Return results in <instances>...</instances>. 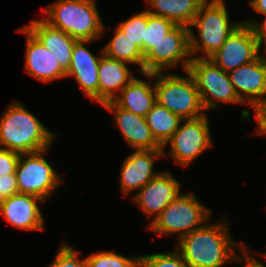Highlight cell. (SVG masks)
I'll return each mask as SVG.
<instances>
[{"label": "cell", "mask_w": 266, "mask_h": 267, "mask_svg": "<svg viewBox=\"0 0 266 267\" xmlns=\"http://www.w3.org/2000/svg\"><path fill=\"white\" fill-rule=\"evenodd\" d=\"M236 94L244 104L253 106L255 113L266 108V60L260 55L250 63L229 72Z\"/></svg>", "instance_id": "obj_12"}, {"label": "cell", "mask_w": 266, "mask_h": 267, "mask_svg": "<svg viewBox=\"0 0 266 267\" xmlns=\"http://www.w3.org/2000/svg\"><path fill=\"white\" fill-rule=\"evenodd\" d=\"M241 22L229 21L228 11L224 0H205L192 24L197 27L199 39L190 28V53L192 58H209L227 40L228 36L236 29ZM203 52L204 57L198 56L197 52ZM196 54V55H195ZM195 55V56H194Z\"/></svg>", "instance_id": "obj_4"}, {"label": "cell", "mask_w": 266, "mask_h": 267, "mask_svg": "<svg viewBox=\"0 0 266 267\" xmlns=\"http://www.w3.org/2000/svg\"><path fill=\"white\" fill-rule=\"evenodd\" d=\"M180 194V183L169 172H159L132 197V200L144 214L150 218L155 215L156 218Z\"/></svg>", "instance_id": "obj_13"}, {"label": "cell", "mask_w": 266, "mask_h": 267, "mask_svg": "<svg viewBox=\"0 0 266 267\" xmlns=\"http://www.w3.org/2000/svg\"><path fill=\"white\" fill-rule=\"evenodd\" d=\"M88 267H140V257H124L113 251L93 253L86 258Z\"/></svg>", "instance_id": "obj_26"}, {"label": "cell", "mask_w": 266, "mask_h": 267, "mask_svg": "<svg viewBox=\"0 0 266 267\" xmlns=\"http://www.w3.org/2000/svg\"><path fill=\"white\" fill-rule=\"evenodd\" d=\"M250 6L260 14H266V0H254Z\"/></svg>", "instance_id": "obj_35"}, {"label": "cell", "mask_w": 266, "mask_h": 267, "mask_svg": "<svg viewBox=\"0 0 266 267\" xmlns=\"http://www.w3.org/2000/svg\"><path fill=\"white\" fill-rule=\"evenodd\" d=\"M147 26V10L136 13L127 21H121L117 28L127 35L143 53V38Z\"/></svg>", "instance_id": "obj_27"}, {"label": "cell", "mask_w": 266, "mask_h": 267, "mask_svg": "<svg viewBox=\"0 0 266 267\" xmlns=\"http://www.w3.org/2000/svg\"><path fill=\"white\" fill-rule=\"evenodd\" d=\"M20 153L0 148V176L15 174Z\"/></svg>", "instance_id": "obj_30"}, {"label": "cell", "mask_w": 266, "mask_h": 267, "mask_svg": "<svg viewBox=\"0 0 266 267\" xmlns=\"http://www.w3.org/2000/svg\"><path fill=\"white\" fill-rule=\"evenodd\" d=\"M115 112V121L127 143L135 150H159L163 146L154 138L143 116L119 107L114 101L102 105Z\"/></svg>", "instance_id": "obj_15"}, {"label": "cell", "mask_w": 266, "mask_h": 267, "mask_svg": "<svg viewBox=\"0 0 266 267\" xmlns=\"http://www.w3.org/2000/svg\"><path fill=\"white\" fill-rule=\"evenodd\" d=\"M142 73L148 78H157L154 88L156 102L182 119H194L205 115L195 80L186 70L188 77L170 72Z\"/></svg>", "instance_id": "obj_5"}, {"label": "cell", "mask_w": 266, "mask_h": 267, "mask_svg": "<svg viewBox=\"0 0 266 267\" xmlns=\"http://www.w3.org/2000/svg\"><path fill=\"white\" fill-rule=\"evenodd\" d=\"M103 53L127 65L129 63L139 64L141 74L144 73V55L141 49L117 27L113 38L104 46Z\"/></svg>", "instance_id": "obj_24"}, {"label": "cell", "mask_w": 266, "mask_h": 267, "mask_svg": "<svg viewBox=\"0 0 266 267\" xmlns=\"http://www.w3.org/2000/svg\"><path fill=\"white\" fill-rule=\"evenodd\" d=\"M139 257L140 267H190L177 250Z\"/></svg>", "instance_id": "obj_28"}, {"label": "cell", "mask_w": 266, "mask_h": 267, "mask_svg": "<svg viewBox=\"0 0 266 267\" xmlns=\"http://www.w3.org/2000/svg\"><path fill=\"white\" fill-rule=\"evenodd\" d=\"M185 122L182 125L180 123L178 129L163 145V149L169 142L174 162L188 166L211 147L212 139L206 114L194 119H185Z\"/></svg>", "instance_id": "obj_10"}, {"label": "cell", "mask_w": 266, "mask_h": 267, "mask_svg": "<svg viewBox=\"0 0 266 267\" xmlns=\"http://www.w3.org/2000/svg\"><path fill=\"white\" fill-rule=\"evenodd\" d=\"M92 41L78 40L72 49L67 76L75 77L79 86L91 100L99 103L98 69L101 56H94L84 44Z\"/></svg>", "instance_id": "obj_17"}, {"label": "cell", "mask_w": 266, "mask_h": 267, "mask_svg": "<svg viewBox=\"0 0 266 267\" xmlns=\"http://www.w3.org/2000/svg\"><path fill=\"white\" fill-rule=\"evenodd\" d=\"M101 51L98 80L99 103L103 105L113 101L118 96V92L120 93L134 79V76L127 68V63L107 57L103 53V48Z\"/></svg>", "instance_id": "obj_20"}, {"label": "cell", "mask_w": 266, "mask_h": 267, "mask_svg": "<svg viewBox=\"0 0 266 267\" xmlns=\"http://www.w3.org/2000/svg\"><path fill=\"white\" fill-rule=\"evenodd\" d=\"M155 9L147 11L155 16L173 21L175 24L190 27L201 4L205 0H146Z\"/></svg>", "instance_id": "obj_22"}, {"label": "cell", "mask_w": 266, "mask_h": 267, "mask_svg": "<svg viewBox=\"0 0 266 267\" xmlns=\"http://www.w3.org/2000/svg\"><path fill=\"white\" fill-rule=\"evenodd\" d=\"M78 255L75 249L73 250L64 242L56 254L55 260L47 267H88L86 258L81 260Z\"/></svg>", "instance_id": "obj_29"}, {"label": "cell", "mask_w": 266, "mask_h": 267, "mask_svg": "<svg viewBox=\"0 0 266 267\" xmlns=\"http://www.w3.org/2000/svg\"><path fill=\"white\" fill-rule=\"evenodd\" d=\"M210 210L204 207L193 193L180 194L155 218L149 225L158 235H172L179 233L178 239L199 229L209 221Z\"/></svg>", "instance_id": "obj_6"}, {"label": "cell", "mask_w": 266, "mask_h": 267, "mask_svg": "<svg viewBox=\"0 0 266 267\" xmlns=\"http://www.w3.org/2000/svg\"><path fill=\"white\" fill-rule=\"evenodd\" d=\"M263 46H264V54L265 55H262V54H260V56L263 58V59H265L266 60V41L262 44Z\"/></svg>", "instance_id": "obj_36"}, {"label": "cell", "mask_w": 266, "mask_h": 267, "mask_svg": "<svg viewBox=\"0 0 266 267\" xmlns=\"http://www.w3.org/2000/svg\"><path fill=\"white\" fill-rule=\"evenodd\" d=\"M192 60L190 53V28L176 24L144 56V73L163 72L181 63L186 71Z\"/></svg>", "instance_id": "obj_9"}, {"label": "cell", "mask_w": 266, "mask_h": 267, "mask_svg": "<svg viewBox=\"0 0 266 267\" xmlns=\"http://www.w3.org/2000/svg\"><path fill=\"white\" fill-rule=\"evenodd\" d=\"M188 71L195 80L204 110L218 108L216 102L219 101L244 105L234 90L229 73L208 58H192Z\"/></svg>", "instance_id": "obj_7"}, {"label": "cell", "mask_w": 266, "mask_h": 267, "mask_svg": "<svg viewBox=\"0 0 266 267\" xmlns=\"http://www.w3.org/2000/svg\"><path fill=\"white\" fill-rule=\"evenodd\" d=\"M146 123L151 129L154 138L163 146L178 129L181 121L180 116L173 114L166 107L157 102L145 116Z\"/></svg>", "instance_id": "obj_23"}, {"label": "cell", "mask_w": 266, "mask_h": 267, "mask_svg": "<svg viewBox=\"0 0 266 267\" xmlns=\"http://www.w3.org/2000/svg\"><path fill=\"white\" fill-rule=\"evenodd\" d=\"M239 245L230 235L228 222L220 221L181 237L175 249L190 267H221L230 261H241L245 245L243 242ZM236 246L242 250V256L237 258Z\"/></svg>", "instance_id": "obj_1"}, {"label": "cell", "mask_w": 266, "mask_h": 267, "mask_svg": "<svg viewBox=\"0 0 266 267\" xmlns=\"http://www.w3.org/2000/svg\"><path fill=\"white\" fill-rule=\"evenodd\" d=\"M19 194L16 174L0 176V202Z\"/></svg>", "instance_id": "obj_31"}, {"label": "cell", "mask_w": 266, "mask_h": 267, "mask_svg": "<svg viewBox=\"0 0 266 267\" xmlns=\"http://www.w3.org/2000/svg\"><path fill=\"white\" fill-rule=\"evenodd\" d=\"M42 201L38 196L16 194L0 202V215L14 227L23 230H44V218L37 202Z\"/></svg>", "instance_id": "obj_18"}, {"label": "cell", "mask_w": 266, "mask_h": 267, "mask_svg": "<svg viewBox=\"0 0 266 267\" xmlns=\"http://www.w3.org/2000/svg\"><path fill=\"white\" fill-rule=\"evenodd\" d=\"M18 32L27 36L25 52V70L35 79L51 82L66 77V72L61 68L51 51H49L27 28H19Z\"/></svg>", "instance_id": "obj_16"}, {"label": "cell", "mask_w": 266, "mask_h": 267, "mask_svg": "<svg viewBox=\"0 0 266 267\" xmlns=\"http://www.w3.org/2000/svg\"><path fill=\"white\" fill-rule=\"evenodd\" d=\"M255 117L258 122L257 134L266 135V108L260 109L256 112Z\"/></svg>", "instance_id": "obj_33"}, {"label": "cell", "mask_w": 266, "mask_h": 267, "mask_svg": "<svg viewBox=\"0 0 266 267\" xmlns=\"http://www.w3.org/2000/svg\"><path fill=\"white\" fill-rule=\"evenodd\" d=\"M175 25L173 21L152 15L147 11V26L145 27L143 38V55L145 56Z\"/></svg>", "instance_id": "obj_25"}, {"label": "cell", "mask_w": 266, "mask_h": 267, "mask_svg": "<svg viewBox=\"0 0 266 267\" xmlns=\"http://www.w3.org/2000/svg\"><path fill=\"white\" fill-rule=\"evenodd\" d=\"M48 150L20 154L15 172L20 194L35 195L46 201L61 184L59 175L43 156Z\"/></svg>", "instance_id": "obj_8"}, {"label": "cell", "mask_w": 266, "mask_h": 267, "mask_svg": "<svg viewBox=\"0 0 266 267\" xmlns=\"http://www.w3.org/2000/svg\"><path fill=\"white\" fill-rule=\"evenodd\" d=\"M243 260L246 261L245 267H265L259 260L253 258L252 255L247 252L246 247L243 248Z\"/></svg>", "instance_id": "obj_34"}, {"label": "cell", "mask_w": 266, "mask_h": 267, "mask_svg": "<svg viewBox=\"0 0 266 267\" xmlns=\"http://www.w3.org/2000/svg\"><path fill=\"white\" fill-rule=\"evenodd\" d=\"M24 27L53 53L61 68L67 72L71 63L72 49L78 40L43 19L31 20V24Z\"/></svg>", "instance_id": "obj_19"}, {"label": "cell", "mask_w": 266, "mask_h": 267, "mask_svg": "<svg viewBox=\"0 0 266 267\" xmlns=\"http://www.w3.org/2000/svg\"><path fill=\"white\" fill-rule=\"evenodd\" d=\"M44 12V21L76 40L94 41L105 30L95 0H58Z\"/></svg>", "instance_id": "obj_3"}, {"label": "cell", "mask_w": 266, "mask_h": 267, "mask_svg": "<svg viewBox=\"0 0 266 267\" xmlns=\"http://www.w3.org/2000/svg\"><path fill=\"white\" fill-rule=\"evenodd\" d=\"M55 134L20 102L10 104L0 118V145L22 153L38 152L50 147Z\"/></svg>", "instance_id": "obj_2"}, {"label": "cell", "mask_w": 266, "mask_h": 267, "mask_svg": "<svg viewBox=\"0 0 266 267\" xmlns=\"http://www.w3.org/2000/svg\"><path fill=\"white\" fill-rule=\"evenodd\" d=\"M113 101L119 107L145 117L156 103L154 84L134 77Z\"/></svg>", "instance_id": "obj_21"}, {"label": "cell", "mask_w": 266, "mask_h": 267, "mask_svg": "<svg viewBox=\"0 0 266 267\" xmlns=\"http://www.w3.org/2000/svg\"><path fill=\"white\" fill-rule=\"evenodd\" d=\"M166 151L135 150L128 155L120 169V186L123 194H129L135 189H141L159 173H154V162L158 157H164Z\"/></svg>", "instance_id": "obj_14"}, {"label": "cell", "mask_w": 266, "mask_h": 267, "mask_svg": "<svg viewBox=\"0 0 266 267\" xmlns=\"http://www.w3.org/2000/svg\"><path fill=\"white\" fill-rule=\"evenodd\" d=\"M260 55V47L249 24H241L233 30L225 43L208 59L224 72L255 60Z\"/></svg>", "instance_id": "obj_11"}, {"label": "cell", "mask_w": 266, "mask_h": 267, "mask_svg": "<svg viewBox=\"0 0 266 267\" xmlns=\"http://www.w3.org/2000/svg\"><path fill=\"white\" fill-rule=\"evenodd\" d=\"M243 23L249 24L252 28L254 35L258 41L259 47H262V44L266 41V14L265 20L262 23L256 21H242Z\"/></svg>", "instance_id": "obj_32"}]
</instances>
